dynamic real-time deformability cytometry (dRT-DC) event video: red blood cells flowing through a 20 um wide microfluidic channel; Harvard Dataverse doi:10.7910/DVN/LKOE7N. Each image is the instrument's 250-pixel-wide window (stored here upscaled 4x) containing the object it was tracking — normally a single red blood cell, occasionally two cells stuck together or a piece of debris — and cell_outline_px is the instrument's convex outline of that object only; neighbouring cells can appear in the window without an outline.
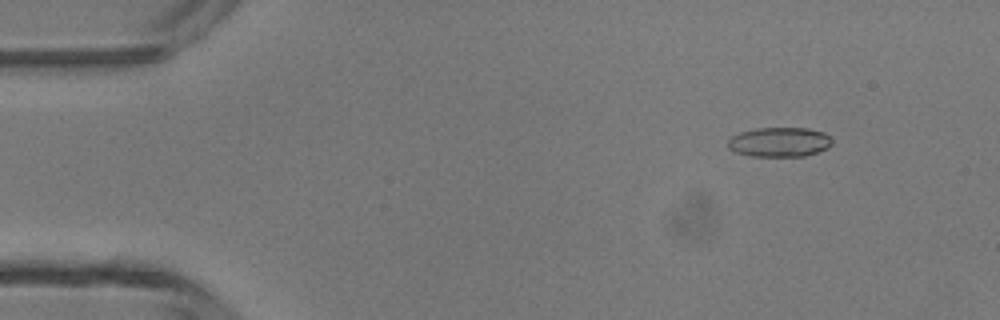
{"species": "common noctule bat (a hibernating species)", "species_latin": "Nyctalus noctula", "temperature_condition": "room temperature", "stored_images_in_passage": 3, "camera_frame_rate_fps": 3000, "um_per_image_px": 0.085, "animal": {"sex": "male", "body_mass_g": 13.3}, "frame": {"image": 1, "passage_image": 1, "time_ms": 0.0, "image_size_px": [1000, 320], "cell_outline_px": [[832, 144], [828, 148], [804, 156], [748, 156], [736, 152], [728, 148], [728, 140], [732, 136], [740, 132], [756, 128], [808, 128], [824, 132], [832, 140]], "centroid_in_image_um": [66.24, 12.07], "position_along_channel_um": 18.8, "area_um2": 17.98}}